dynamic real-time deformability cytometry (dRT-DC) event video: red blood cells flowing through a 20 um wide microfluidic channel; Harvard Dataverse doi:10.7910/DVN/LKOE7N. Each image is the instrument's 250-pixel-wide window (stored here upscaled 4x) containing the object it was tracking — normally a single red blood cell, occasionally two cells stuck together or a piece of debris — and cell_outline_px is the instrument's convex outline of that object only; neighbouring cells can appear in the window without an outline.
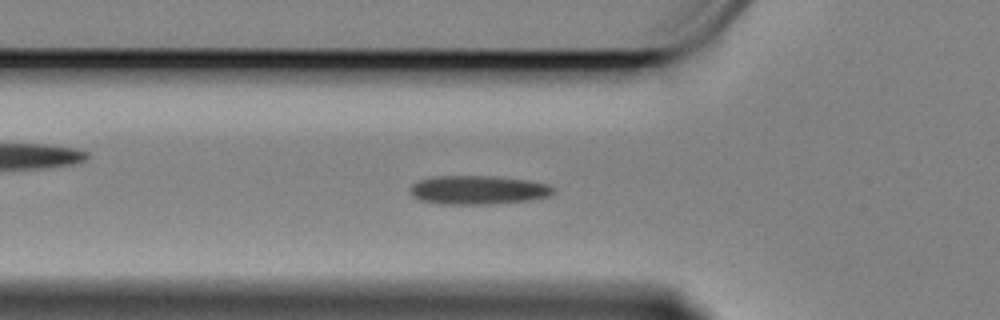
{"species": "Egyptian fruit bat (a non-hibernating species)", "species_latin": "Rousettus aegyptiacus", "temperature_condition": "cold", "stored_images_in_passage": 58, "camera_frame_rate_fps": 3000, "um_per_image_px": 0.085, "animal": {"sex": "female"}, "frame": {"image": 1, "passage_image": 18, "time_ms": 5.667, "image_size_px": [1000, 320], "cell_outline_px": [[556, 192], [548, 196], [532, 200], [492, 204], [440, 204], [420, 200], [412, 196], [408, 192], [408, 188], [416, 180], [432, 176], [496, 176], [528, 180], [548, 184], [556, 188]], "centroid_in_image_um": [40.62, 16.14], "position_along_channel_um": 85.2, "area_um2": 24.57}}
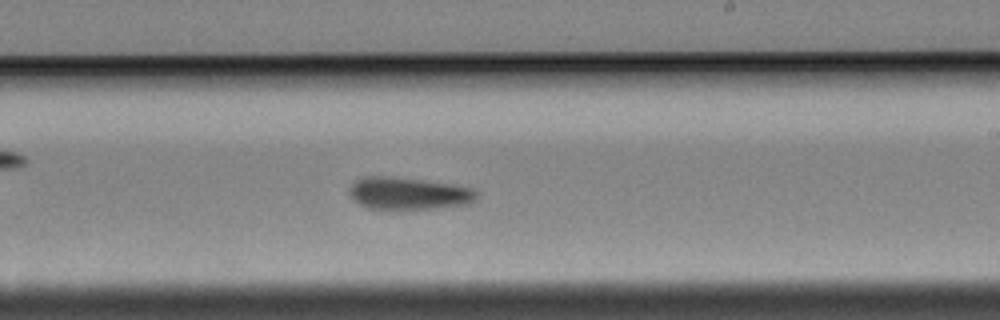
{"frame": {"image": 2, "passage_image": 33, "time_ms": 10.667, "image_size_px": [1000, 320], "cell_outline_px": [[476, 200], [472, 204], [428, 208], [368, 208], [360, 204], [352, 196], [352, 184], [356, 180], [364, 176], [384, 176], [420, 180], [448, 184], [472, 188], [476, 192]], "centroid_in_image_um": [34.76, 16.43], "position_along_channel_um": 254.2, "area_um2": 23.12}}
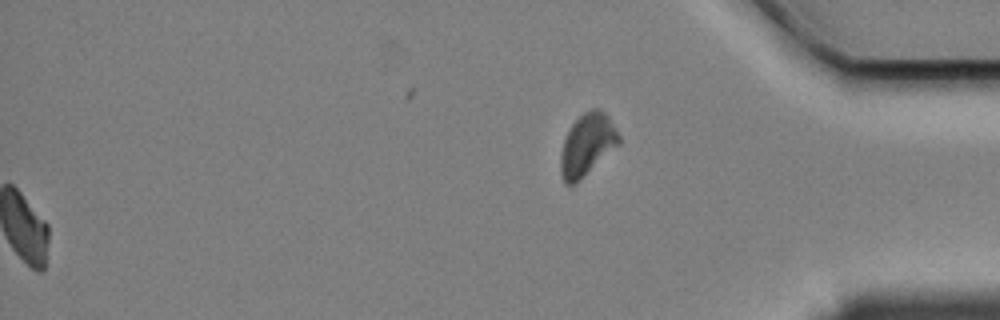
{"frame": {"image": 3, "passage_image": 58, "time_ms": 19.0, "image_size_px": [1000, 320], "cell_outline_px": [[620, 144], [580, 180], [572, 184], [564, 184], [560, 172], [560, 156], [564, 140], [572, 124], [584, 112], [592, 108], [600, 108], [608, 116], [620, 136]], "centroid_in_image_um": [49.91, 12.3], "position_along_channel_um": 385.3, "area_um2": 20.98}, "authors_computed_cell_mechanics": {"area_um2": 23.0333, "velocity_mm_per_s": 3.3768, "shape_relaxation_time_tau1_ms": 7.8249, "shape_relaxation_time_tau2_ms": 1.5648, "deformation_change_tau1": 0.134, "deformation_change_tau2": 0.0626}}